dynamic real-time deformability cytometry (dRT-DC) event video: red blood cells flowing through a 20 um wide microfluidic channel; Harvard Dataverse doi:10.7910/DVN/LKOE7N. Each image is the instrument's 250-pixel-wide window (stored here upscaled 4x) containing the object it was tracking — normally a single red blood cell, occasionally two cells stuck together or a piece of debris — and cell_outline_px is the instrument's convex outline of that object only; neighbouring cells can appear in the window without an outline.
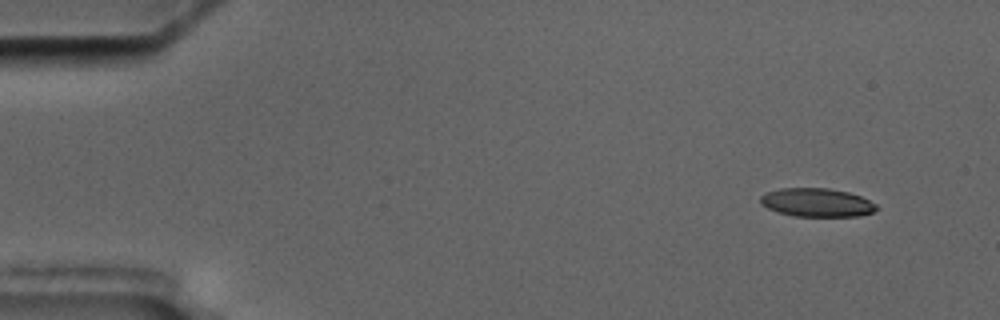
{"species": "common noctule bat (a hibernating species)", "species_latin": "Nyctalus noctula", "temperature_condition": "cold", "stored_images_in_passage": 7, "camera_frame_rate_fps": 3000, "um_per_image_px": 0.085, "animal": {"sex": "male", "body_mass_g": 17.5, "forearm_length_mm": 52.3}, "frame": {"image": 1, "passage_image": 1, "time_ms": 0.0, "image_size_px": [1000, 320], "cell_outline_px": [[880, 208], [872, 212], [860, 216], [792, 216], [776, 212], [760, 204], [760, 196], [764, 192], [780, 188], [828, 188], [848, 192], [860, 196], [876, 204]], "centroid_in_image_um": [69.39, 17.21], "position_along_channel_um": 15.6, "area_um2": 19.48}}
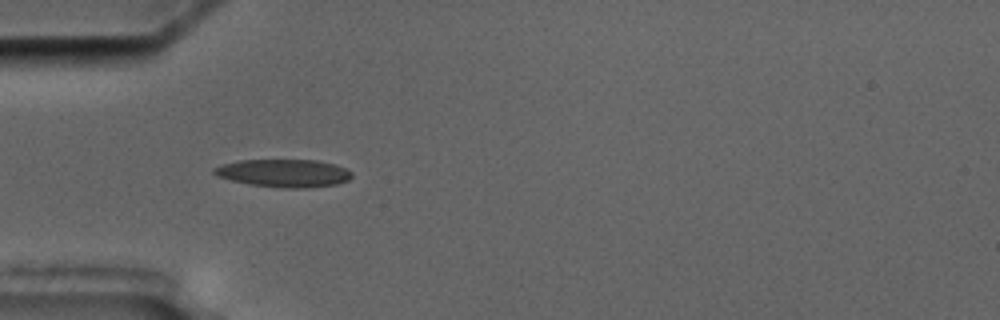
{"frame": {"image": 2, "passage_image": 5, "time_ms": 4.333, "image_size_px": [1000, 320], "cell_outline_px": [[352, 176], [348, 180], [336, 184], [308, 188], [284, 188], [252, 184], [232, 180], [216, 176], [212, 172], [212, 168], [220, 164], [240, 160], [316, 160], [336, 164], [352, 172]], "centroid_in_image_um": [24.11, 14.71], "position_along_channel_um": 60.9, "area_um2": 22.37}}
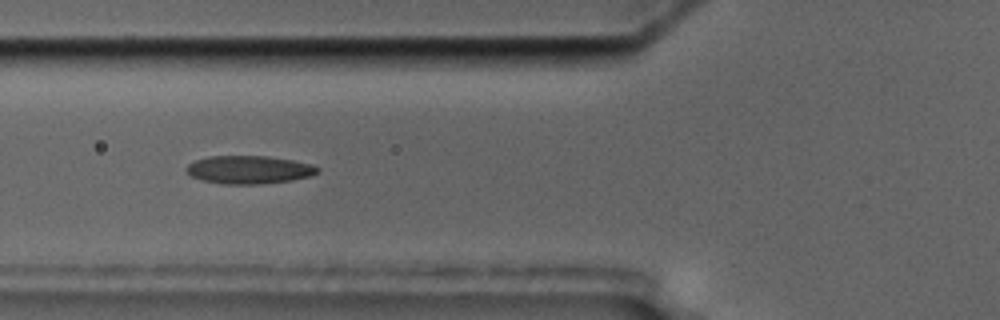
{"frame": {"image": 3, "passage_image": 6, "time_ms": 5.667, "image_size_px": [1000, 320], "cell_outline_px": [[320, 172], [312, 176], [292, 180], [260, 184], [224, 184], [204, 180], [192, 176], [184, 168], [188, 164], [196, 160], [208, 156], [268, 156], [316, 164], [320, 168]], "centroid_in_image_um": [21.24, 14.42], "position_along_channel_um": 104.6, "area_um2": 21.62}}